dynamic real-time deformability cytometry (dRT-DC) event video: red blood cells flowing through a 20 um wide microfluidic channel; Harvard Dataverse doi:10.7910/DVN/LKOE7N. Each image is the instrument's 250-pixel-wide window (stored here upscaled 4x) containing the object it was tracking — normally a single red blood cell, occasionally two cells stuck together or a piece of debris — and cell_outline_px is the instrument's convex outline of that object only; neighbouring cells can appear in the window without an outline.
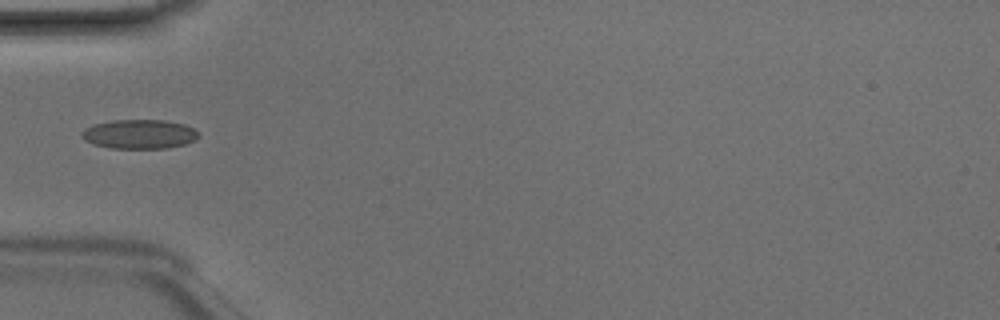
{"species": "Egyptian fruit bat (a non-hibernating species)", "species_latin": "Rousettus aegyptiacus", "temperature_condition": "room temperature", "stored_images_in_passage": 33, "camera_frame_rate_fps": 3000, "um_per_image_px": 0.085, "animal": {"sex": "male"}, "frame": {"image": 1, "passage_image": 1, "time_ms": 0.0, "image_size_px": [1000, 320], "cell_outline_px": [[200, 136], [196, 140], [184, 144], [164, 148], [112, 148], [92, 144], [84, 140], [80, 136], [80, 132], [84, 128], [96, 124], [112, 120], [164, 120], [184, 124], [192, 128]], "centroid_in_image_um": [11.81, 11.4], "position_along_channel_um": 73.2, "area_um2": 19.88}}
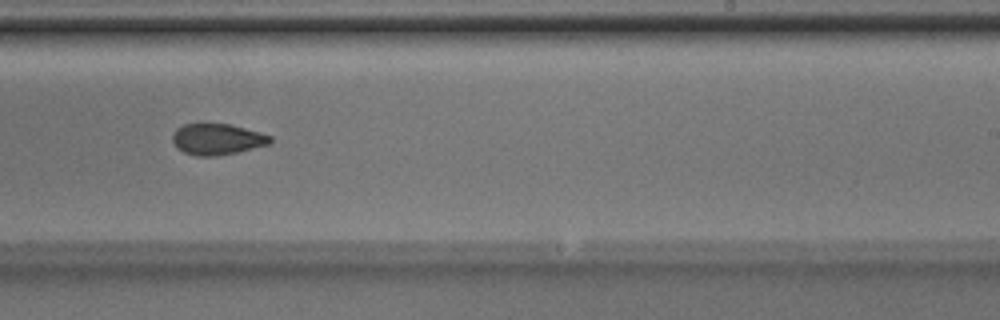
{"frame": {"image": 2, "passage_image": 15, "time_ms": 4.667, "image_size_px": [1000, 320], "cell_outline_px": [[272, 140], [268, 144], [236, 152], [216, 156], [196, 156], [184, 152], [176, 148], [172, 140], [172, 136], [176, 128], [184, 124], [232, 124], [260, 132], [272, 136]], "centroid_in_image_um": [18.44, 11.83], "position_along_channel_um": 270.6, "area_um2": 17.69}}
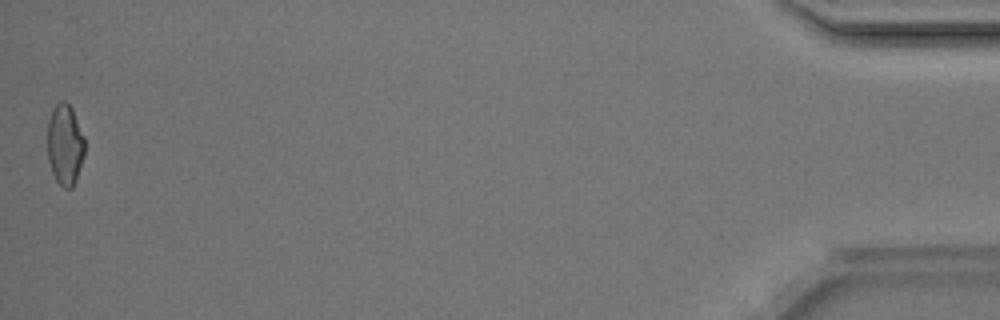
{"frame": {"image": 3, "passage_image": 33, "time_ms": 10.667, "image_size_px": [1000, 320], "cell_outline_px": [[84, 156], [76, 180], [72, 188], [64, 188], [56, 180], [52, 172], [48, 160], [48, 120], [52, 108], [60, 100], [64, 100], [72, 108], [84, 136]], "centroid_in_image_um": [5.52, 12.28], "position_along_channel_um": 429.7, "area_um2": 17.63}}